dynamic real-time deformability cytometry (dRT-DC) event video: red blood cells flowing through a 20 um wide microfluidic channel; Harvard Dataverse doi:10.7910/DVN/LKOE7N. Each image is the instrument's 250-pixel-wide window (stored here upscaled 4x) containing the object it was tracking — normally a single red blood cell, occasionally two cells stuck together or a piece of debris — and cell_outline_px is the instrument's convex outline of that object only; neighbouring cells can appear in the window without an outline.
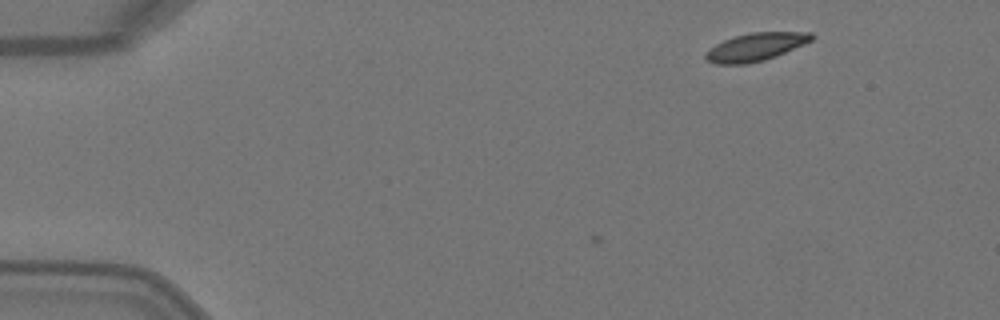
{"species": "Egyptian fruit bat (a non-hibernating species)", "species_latin": "Rousettus aegyptiacus", "temperature_condition": "warm", "stored_images_in_passage": 6, "camera_frame_rate_fps": 3000, "um_per_image_px": 0.085, "animal": {"sex": "female"}, "frame": {"image": 1, "passage_image": 1, "time_ms": 0.0, "image_size_px": [1000, 320], "cell_outline_px": [[816, 36], [812, 40], [804, 44], [776, 56], [764, 60], [744, 64], [716, 64], [708, 60], [704, 56], [716, 44], [724, 40], [736, 36], [752, 32], [812, 32]], "centroid_in_image_um": [64.29, 3.98], "position_along_channel_um": 20.7, "area_um2": 16.99}}
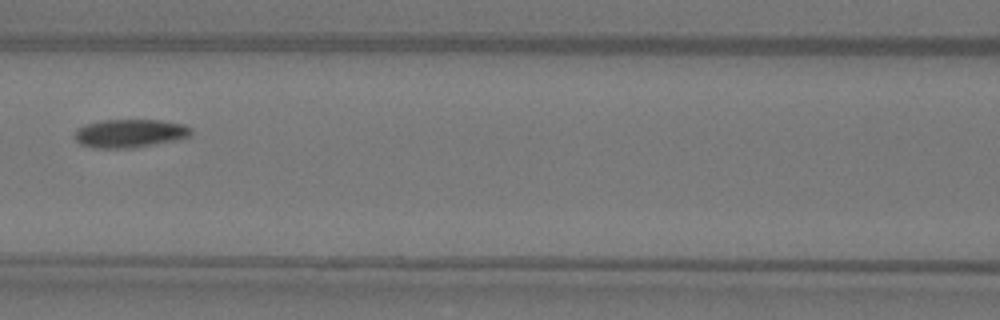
{"frame": {"image": 2, "passage_image": 5, "time_ms": 1.333, "image_size_px": [1000, 320], "cell_outline_px": [[192, 132], [188, 136], [176, 140], [132, 148], [92, 148], [80, 144], [72, 136], [76, 128], [84, 124], [104, 120], [164, 120], [184, 124], [192, 128]], "centroid_in_image_um": [10.99, 11.33], "position_along_channel_um": 155.6, "area_um2": 19.48}}
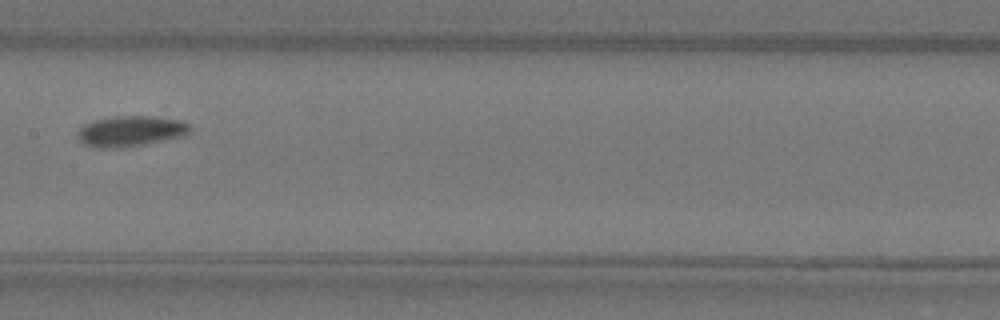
{"frame": {"image": 3, "passage_image": 6, "time_ms": 1.667, "image_size_px": [1000, 320], "cell_outline_px": [[192, 128], [184, 136], [144, 144], [116, 148], [100, 148], [84, 144], [80, 140], [80, 128], [84, 124], [96, 120], [112, 116], [152, 116], [180, 120], [188, 124]], "centroid_in_image_um": [11.14, 11.14], "position_along_channel_um": 196.3, "area_um2": 19.77}}